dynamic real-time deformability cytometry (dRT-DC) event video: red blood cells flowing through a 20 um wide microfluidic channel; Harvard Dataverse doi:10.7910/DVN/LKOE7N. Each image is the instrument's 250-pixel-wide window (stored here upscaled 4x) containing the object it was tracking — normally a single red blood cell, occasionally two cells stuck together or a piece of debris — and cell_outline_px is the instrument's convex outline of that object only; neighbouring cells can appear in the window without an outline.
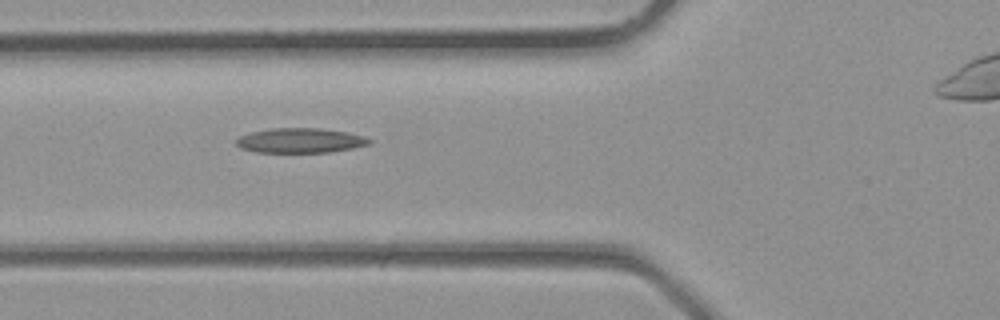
{"species": "common noctule bat (a hibernating species)", "species_latin": "Nyctalus noctula", "temperature_condition": "room temperature", "stored_images_in_passage": 13, "camera_frame_rate_fps": 3000, "um_per_image_px": 0.085, "animal": {"sex": "male", "body_mass_g": 23.1, "forearm_length_mm": 52.7}, "frame": {"image": 1, "passage_image": 13, "time_ms": 4.0, "image_size_px": [1000, 320], "cell_outline_px": [[372, 144], [332, 152], [256, 152], [240, 148], [236, 144], [236, 140], [240, 136], [252, 132], [272, 128], [320, 128], [348, 132], [364, 136], [372, 140]], "centroid_in_image_um": [25.56, 11.94], "position_along_channel_um": 100.2, "area_um2": 19.25}}